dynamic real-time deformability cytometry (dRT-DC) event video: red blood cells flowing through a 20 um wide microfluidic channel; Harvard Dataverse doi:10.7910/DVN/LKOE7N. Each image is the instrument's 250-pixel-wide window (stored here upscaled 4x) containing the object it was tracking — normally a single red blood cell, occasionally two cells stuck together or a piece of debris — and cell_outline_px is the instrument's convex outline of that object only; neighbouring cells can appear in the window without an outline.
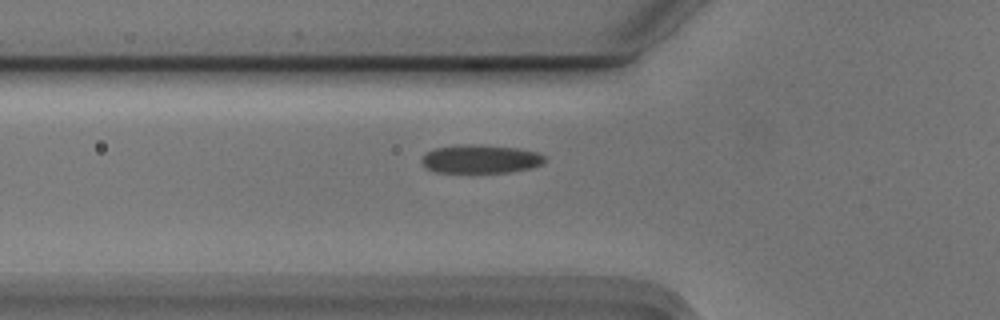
{"species": "Egyptian fruit bat (a non-hibernating species)", "species_latin": "Rousettus aegyptiacus", "temperature_condition": "cold", "stored_images_in_passage": 38, "camera_frame_rate_fps": 3000, "um_per_image_px": 0.085, "animal": {"sex": "male"}, "frame": {"image": 1, "passage_image": 5, "time_ms": 1.333, "image_size_px": [1000, 320], "cell_outline_px": [[544, 160], [540, 164], [528, 168], [508, 172], [436, 172], [428, 168], [420, 160], [428, 152], [436, 148], [464, 144], [472, 144], [520, 148], [536, 152], [544, 156]], "centroid_in_image_um": [40.84, 13.51], "position_along_channel_um": 85.0, "area_um2": 20.0}}
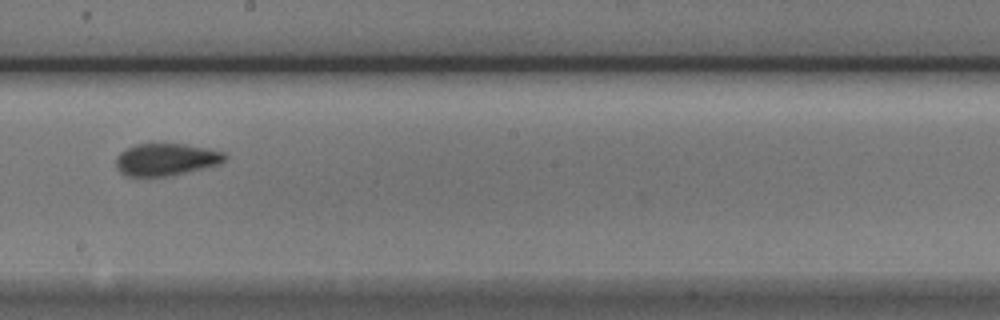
{"frame": {"image": 2, "passage_image": 17, "time_ms": 5.333, "image_size_px": [1000, 320], "cell_outline_px": [[228, 156], [220, 164], [168, 176], [128, 176], [120, 172], [116, 164], [116, 156], [120, 152], [136, 144], [184, 144], [208, 148], [224, 152]], "centroid_in_image_um": [14.12, 13.55], "position_along_channel_um": 234.1, "area_um2": 20.29}}
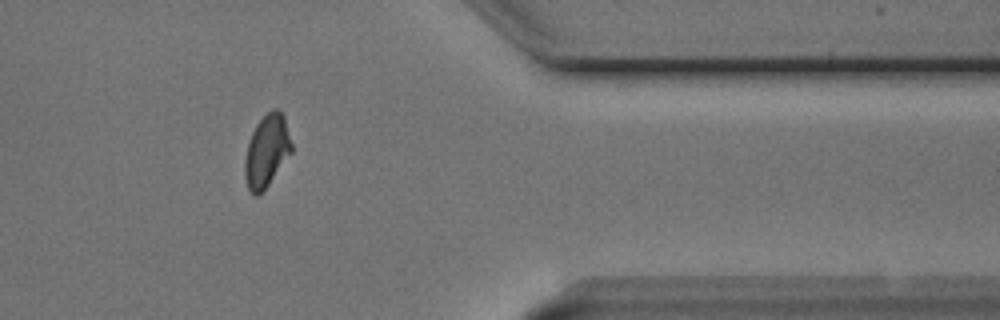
{"frame": {"image": 3, "passage_image": 31, "time_ms": 10.0, "image_size_px": [1000, 320], "cell_outline_px": [[292, 152], [268, 184], [256, 196], [248, 188], [244, 176], [244, 160], [248, 144], [252, 132], [256, 124], [272, 108], [276, 108], [284, 116], [292, 144]], "centroid_in_image_um": [22.67, 12.81], "position_along_channel_um": 388.7, "area_um2": 19.36}}